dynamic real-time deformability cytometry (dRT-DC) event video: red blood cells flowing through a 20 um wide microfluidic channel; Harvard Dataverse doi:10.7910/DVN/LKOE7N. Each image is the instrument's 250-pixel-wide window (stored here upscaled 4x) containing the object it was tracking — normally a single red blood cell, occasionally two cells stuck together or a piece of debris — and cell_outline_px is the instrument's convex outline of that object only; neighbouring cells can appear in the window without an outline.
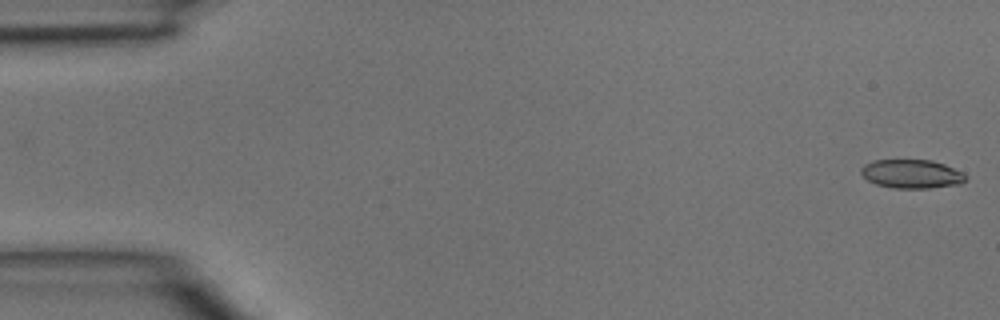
{"species": "common noctule bat (a hibernating species)", "species_latin": "Nyctalus noctula", "temperature_condition": "room temperature", "stored_images_in_passage": 6, "camera_frame_rate_fps": 3000, "um_per_image_px": 0.085, "animal": {"sex": "male", "body_mass_g": 15.6}, "frame": {"image": 1, "passage_image": 1, "time_ms": 0.0, "image_size_px": [1000, 320], "cell_outline_px": [[968, 176], [960, 184], [928, 188], [892, 188], [876, 184], [868, 180], [860, 172], [860, 168], [864, 164], [872, 160], [932, 160], [944, 164], [964, 172]], "centroid_in_image_um": [77.49, 14.78], "position_along_channel_um": 7.5, "area_um2": 17.63}}